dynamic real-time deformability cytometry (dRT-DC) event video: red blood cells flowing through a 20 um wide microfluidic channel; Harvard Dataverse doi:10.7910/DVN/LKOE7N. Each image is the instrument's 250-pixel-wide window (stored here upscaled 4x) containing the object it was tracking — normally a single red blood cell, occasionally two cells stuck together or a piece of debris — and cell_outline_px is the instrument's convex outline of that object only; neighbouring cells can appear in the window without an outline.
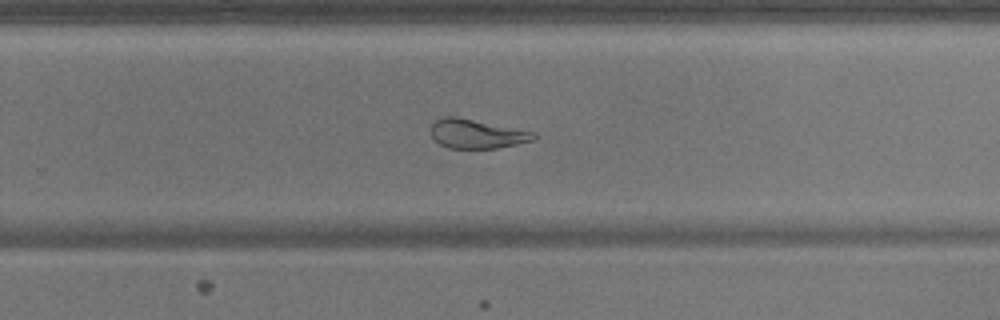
{"species": "common noctule bat (a hibernating species)", "species_latin": "Nyctalus noctula", "temperature_condition": "warm", "stored_images_in_passage": 52, "camera_frame_rate_fps": 3000, "um_per_image_px": 0.085, "animal": {"sex": "male", "body_mass_g": 17.9}, "frame": {"image": 1, "passage_image": 34, "time_ms": 11.0, "image_size_px": [1000, 320], "cell_outline_px": [[536, 136], [532, 140], [516, 144], [496, 148], [448, 148], [440, 144], [432, 136], [428, 128], [436, 120], [444, 116], [456, 116], [536, 132]], "centroid_in_image_um": [40.48, 11.36], "position_along_channel_um": 289.3, "area_um2": 17.46}}
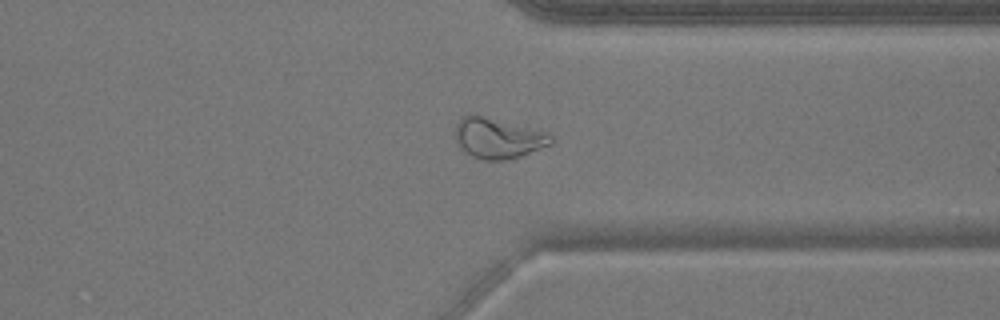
{"frame": {"image": 2, "passage_image": 40, "time_ms": 13.0, "image_size_px": [1000, 320], "cell_outline_px": [[556, 140], [552, 144], [520, 156], [508, 160], [484, 160], [472, 156], [464, 152], [456, 144], [456, 124], [460, 116], [468, 112], [476, 112], [548, 132]], "centroid_in_image_um": [42.31, 11.69], "position_along_channel_um": 369.1, "area_um2": 23.52}}
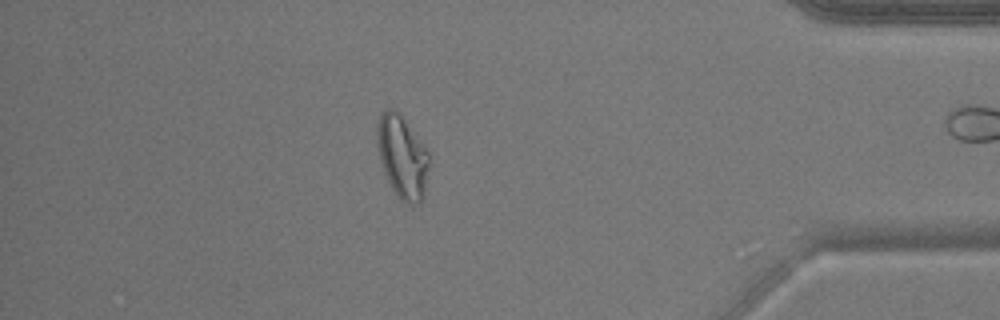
{"frame": {"image": 3, "passage_image": 45, "time_ms": 14.667, "image_size_px": [1000, 320], "cell_outline_px": [[428, 168], [424, 188], [420, 204], [408, 204], [396, 196], [384, 172], [380, 160], [376, 140], [376, 128], [380, 112], [384, 108], [392, 108], [404, 120], [428, 152]], "centroid_in_image_um": [34.14, 13.32], "position_along_channel_um": 401.1, "area_um2": 24.57}}